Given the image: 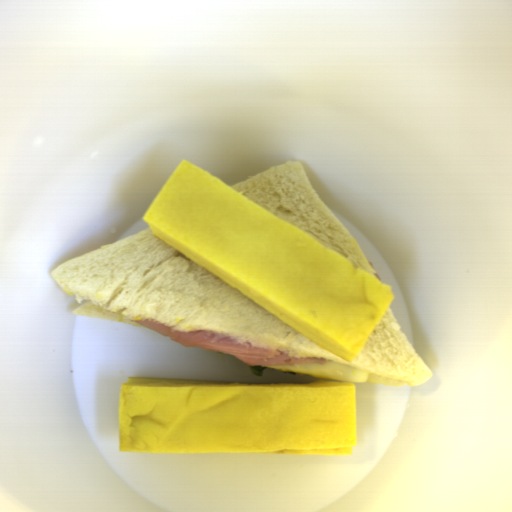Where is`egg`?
Segmentation results:
<instances>
[{
	"mask_svg": "<svg viewBox=\"0 0 512 512\" xmlns=\"http://www.w3.org/2000/svg\"><path fill=\"white\" fill-rule=\"evenodd\" d=\"M271 370L346 383H368L369 373L335 362L265 366Z\"/></svg>",
	"mask_w": 512,
	"mask_h": 512,
	"instance_id": "egg-1",
	"label": "egg"
}]
</instances>
